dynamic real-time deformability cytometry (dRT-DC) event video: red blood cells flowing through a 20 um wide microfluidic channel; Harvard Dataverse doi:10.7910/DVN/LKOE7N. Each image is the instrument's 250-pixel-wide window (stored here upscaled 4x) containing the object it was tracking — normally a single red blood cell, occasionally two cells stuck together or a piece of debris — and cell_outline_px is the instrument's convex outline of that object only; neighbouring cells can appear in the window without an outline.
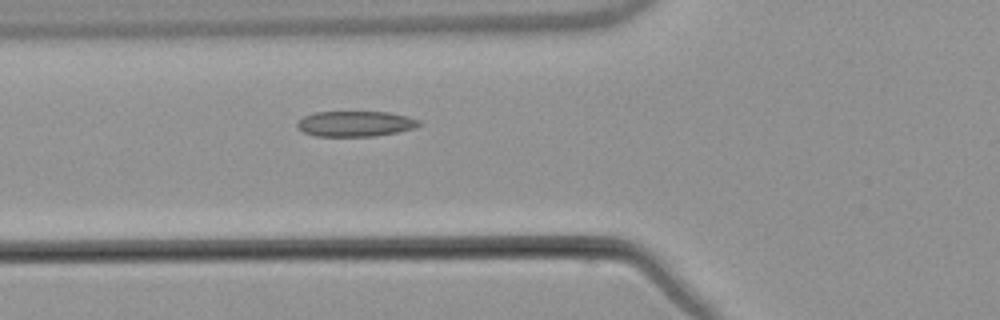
{"species": "common noctule bat (a hibernating species)", "species_latin": "Nyctalus noctula", "temperature_condition": "warm", "stored_images_in_passage": 7, "camera_frame_rate_fps": 3000, "um_per_image_px": 0.085, "animal": {"sex": "male", "body_mass_g": 21.5, "forearm_length_mm": 52.0}, "frame": {"image": 1, "passage_image": 7, "time_ms": 7.333, "image_size_px": [1000, 320], "cell_outline_px": [[424, 124], [416, 128], [376, 136], [316, 136], [304, 132], [296, 128], [296, 124], [304, 116], [316, 112], [392, 112], [408, 116], [420, 120]], "centroid_in_image_um": [30.26, 10.52], "position_along_channel_um": 95.5, "area_um2": 18.26}}